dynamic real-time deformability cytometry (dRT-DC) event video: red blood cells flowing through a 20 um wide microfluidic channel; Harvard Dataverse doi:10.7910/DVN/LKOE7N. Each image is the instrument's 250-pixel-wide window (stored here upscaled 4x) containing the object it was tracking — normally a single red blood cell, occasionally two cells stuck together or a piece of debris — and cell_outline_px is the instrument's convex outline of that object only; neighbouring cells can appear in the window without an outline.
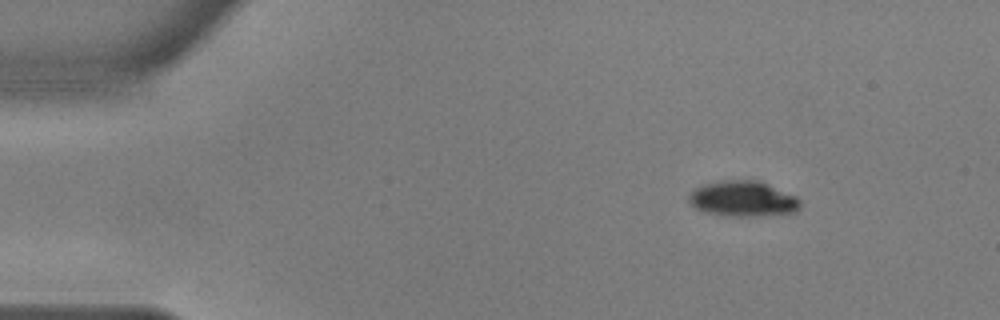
{"species": "common noctule bat (a hibernating species)", "species_latin": "Nyctalus noctula", "temperature_condition": "warm", "stored_images_in_passage": 49, "camera_frame_rate_fps": 3000, "um_per_image_px": 0.085, "animal": {"sex": "male", "body_mass_g": 17.9, "forearm_length_mm": 54.2}, "frame": {"image": 1, "passage_image": 1, "time_ms": 0.0, "image_size_px": [1000, 320], "cell_outline_px": [[800, 208], [796, 212], [760, 216], [720, 216], [700, 212], [688, 200], [688, 196], [696, 188], [704, 184], [724, 180], [756, 180], [796, 196], [800, 200]], "centroid_in_image_um": [63.13, 16.92], "position_along_channel_um": 21.9, "area_um2": 23.12}}
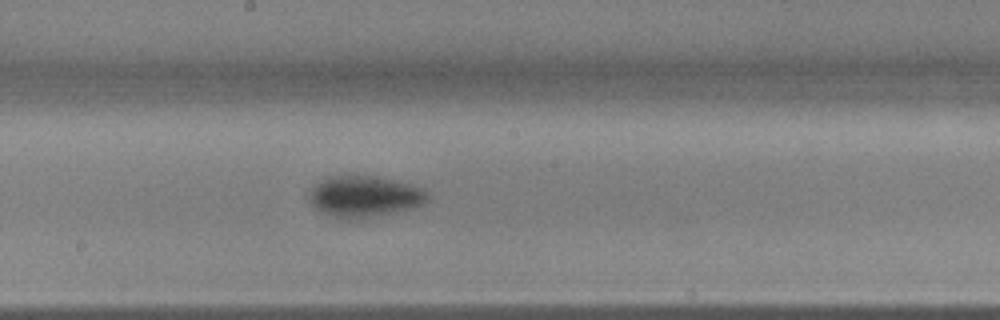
{"frame": {"image": 2, "passage_image": 24, "time_ms": 7.667, "image_size_px": [1000, 320], "cell_outline_px": [[428, 200], [412, 208], [392, 212], [368, 216], [336, 216], [324, 212], [316, 208], [308, 200], [308, 192], [320, 180], [328, 176], [372, 176], [412, 184], [424, 188], [428, 192]], "centroid_in_image_um": [30.98, 16.64], "position_along_channel_um": 217.2, "area_um2": 27.46}}
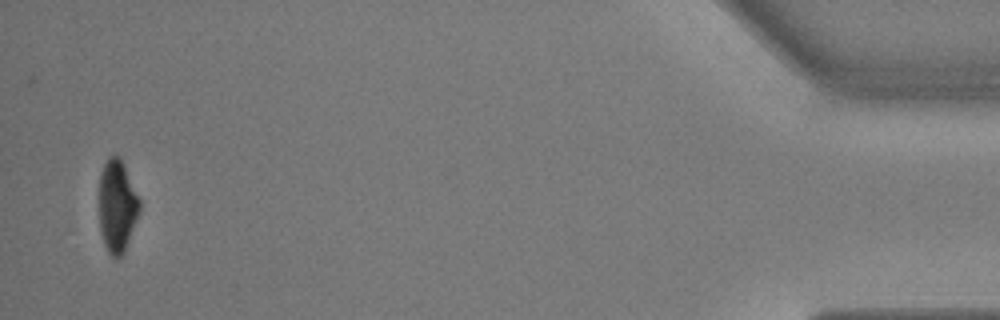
{"frame": {"image": 3, "passage_image": 48, "time_ms": 15.667, "image_size_px": [1000, 320], "cell_outline_px": [[140, 212], [124, 252], [116, 260], [108, 252], [104, 244], [100, 232], [100, 172], [108, 156], [120, 156], [140, 200]], "centroid_in_image_um": [9.96, 17.53], "position_along_channel_um": 425.2, "area_um2": 21.73}, "authors_computed_cell_mechanics": {"area_um2": 25.5476, "velocity_mm_per_s": 3.6361, "shape_relaxation_time_tau1_ms": 3.2725, "shape_relaxation_time_tau2_ms": 4.4751, "deformation_change_tau1": 0.1229, "deformation_change_tau2": 0.0586}}